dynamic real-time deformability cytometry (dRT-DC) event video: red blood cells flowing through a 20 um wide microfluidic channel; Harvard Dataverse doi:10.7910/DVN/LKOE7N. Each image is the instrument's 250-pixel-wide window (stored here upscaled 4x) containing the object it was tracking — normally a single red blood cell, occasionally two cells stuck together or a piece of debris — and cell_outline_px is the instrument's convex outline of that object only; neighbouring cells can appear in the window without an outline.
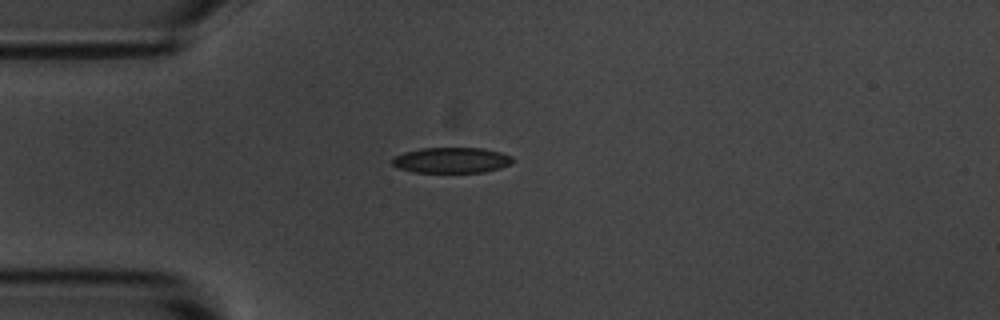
{"species": "common noctule bat (a hibernating species)", "species_latin": "Nyctalus noctula", "temperature_condition": "room temperature", "stored_images_in_passage": 3, "camera_frame_rate_fps": 3000, "um_per_image_px": 0.085, "animal": {"sex": "male", "body_mass_g": 20.1, "forearm_length_mm": 53.5}, "frame": {"image": 1, "passage_image": 3, "time_ms": 2.333, "image_size_px": [1000, 320], "cell_outline_px": [[512, 164], [500, 168], [484, 172], [412, 172], [400, 168], [392, 164], [392, 156], [404, 152], [420, 148], [484, 148], [500, 152], [512, 156]], "centroid_in_image_um": [38.37, 13.61], "position_along_channel_um": 46.6, "area_um2": 18.03}}